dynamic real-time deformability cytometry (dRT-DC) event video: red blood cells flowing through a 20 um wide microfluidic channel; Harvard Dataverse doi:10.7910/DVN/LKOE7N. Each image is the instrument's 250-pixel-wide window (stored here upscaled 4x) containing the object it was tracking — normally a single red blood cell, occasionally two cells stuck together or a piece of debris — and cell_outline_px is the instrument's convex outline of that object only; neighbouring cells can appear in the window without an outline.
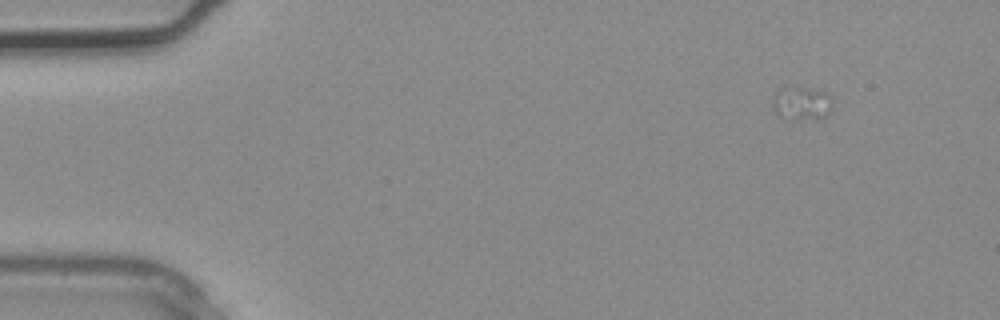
{"species": "common noctule bat (a hibernating species)", "species_latin": "Nyctalus noctula", "temperature_condition": "warm", "stored_images_in_passage": 5, "segment_of_instrument_passage": [1, 2], "camera_frame_rate_fps": 3000, "um_per_image_px": 0.085, "animal": {"sex": "male", "body_mass_g": 20.4}, "frame": {"image": 1, "passage_image": 2, "time_ms": 0.333, "image_size_px": [1000, 320], "cell_outline_px": [[832, 104], [828, 112], [820, 120], [780, 116], [772, 104], [776, 92], [796, 88], [808, 88], [828, 92], [832, 96]], "centroid_in_image_um": [68.24, 8.78], "position_along_channel_um": 16.8, "area_um2": 11.1}}